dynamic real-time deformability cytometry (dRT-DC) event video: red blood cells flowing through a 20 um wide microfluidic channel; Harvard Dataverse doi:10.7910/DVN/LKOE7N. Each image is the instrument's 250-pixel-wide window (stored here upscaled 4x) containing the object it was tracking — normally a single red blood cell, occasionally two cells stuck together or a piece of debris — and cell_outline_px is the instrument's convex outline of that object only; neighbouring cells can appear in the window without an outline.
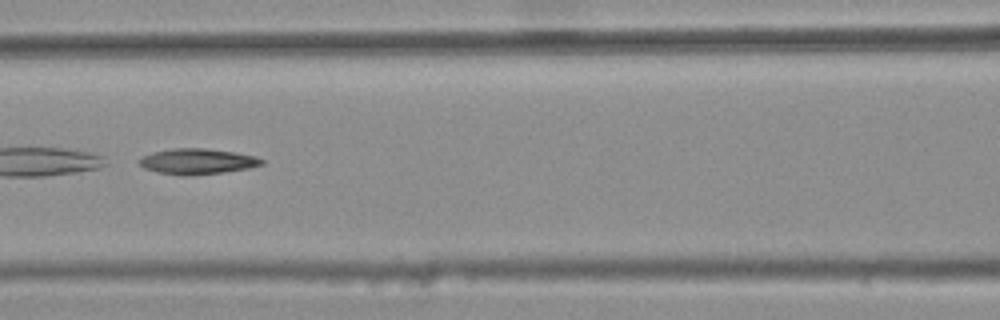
{"species": "common noctule bat (a hibernating species)", "species_latin": "Nyctalus noctula", "temperature_condition": "warm", "stored_images_in_passage": 7, "camera_frame_rate_fps": 3000, "um_per_image_px": 0.085, "animal": {"sex": "female", "body_mass_g": 25.1}, "frame": {"image": 1, "passage_image": 7, "time_ms": 2.0, "image_size_px": [1000, 320], "cell_outline_px": [[264, 164], [248, 168], [224, 172], [160, 172], [144, 168], [136, 160], [152, 152], [172, 148], [204, 148], [232, 152], [256, 156], [264, 160]], "centroid_in_image_um": [16.8, 13.66], "position_along_channel_um": 149.8, "area_um2": 17.22}}